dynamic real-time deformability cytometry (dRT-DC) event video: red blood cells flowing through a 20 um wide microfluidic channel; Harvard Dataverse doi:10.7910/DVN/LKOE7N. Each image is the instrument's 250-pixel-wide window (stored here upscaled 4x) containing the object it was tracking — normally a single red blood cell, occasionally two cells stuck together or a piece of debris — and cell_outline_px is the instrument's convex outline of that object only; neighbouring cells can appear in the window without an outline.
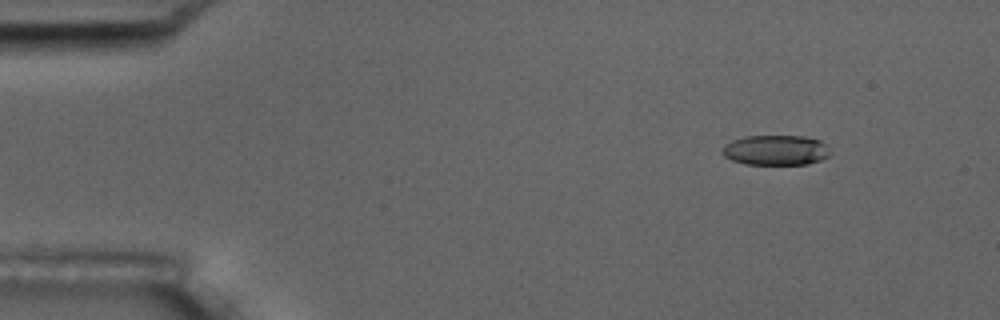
{"species": "common noctule bat (a hibernating species)", "species_latin": "Nyctalus noctula", "temperature_condition": "room temperature", "stored_images_in_passage": 6, "camera_frame_rate_fps": 3000, "um_per_image_px": 0.085, "animal": {"sex": "male", "body_mass_g": 17.5, "forearm_length_mm": 52.3}, "frame": {"image": 1, "passage_image": 2, "time_ms": 2.0, "image_size_px": [1000, 320], "cell_outline_px": [[828, 156], [820, 160], [808, 164], [744, 164], [732, 160], [724, 156], [720, 152], [720, 148], [724, 144], [732, 140], [748, 136], [804, 136], [820, 140], [824, 144], [828, 152]], "centroid_in_image_um": [65.87, 12.76], "position_along_channel_um": 19.1, "area_um2": 18.9}}
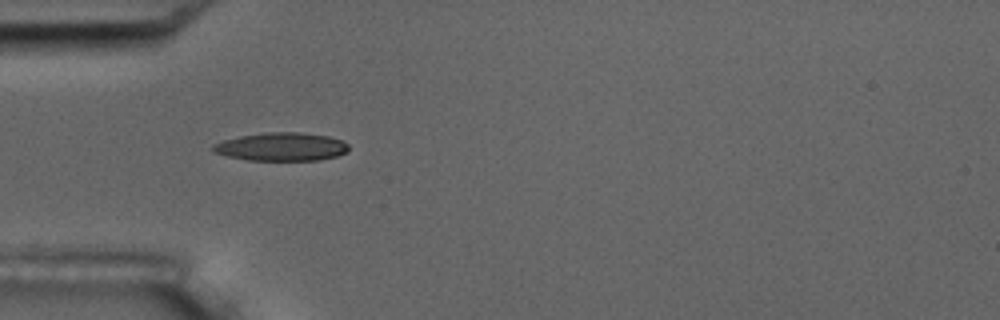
{"frame": {"image": 2, "passage_image": 5, "time_ms": 5.667, "image_size_px": [1000, 320], "cell_outline_px": [[348, 152], [336, 156], [320, 160], [248, 160], [228, 156], [212, 152], [212, 144], [224, 140], [240, 136], [268, 132], [300, 132], [328, 136], [340, 140], [348, 144]], "centroid_in_image_um": [23.92, 12.47], "position_along_channel_um": 61.1, "area_um2": 22.31}}